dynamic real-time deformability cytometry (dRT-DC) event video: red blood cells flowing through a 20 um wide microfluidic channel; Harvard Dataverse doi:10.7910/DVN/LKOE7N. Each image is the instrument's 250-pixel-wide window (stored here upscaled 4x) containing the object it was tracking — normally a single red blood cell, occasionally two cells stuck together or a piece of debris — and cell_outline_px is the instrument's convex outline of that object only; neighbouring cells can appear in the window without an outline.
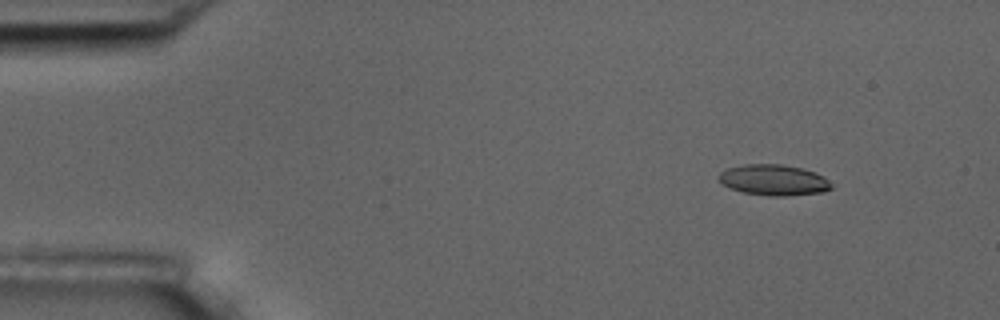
{"species": "common noctule bat (a hibernating species)", "species_latin": "Nyctalus noctula", "temperature_condition": "room temperature", "stored_images_in_passage": 5, "camera_frame_rate_fps": 3000, "um_per_image_px": 0.085, "animal": {"sex": "male", "body_mass_g": 17.5, "forearm_length_mm": 52.3}, "frame": {"image": 1, "passage_image": 2, "time_ms": 2.0, "image_size_px": [1000, 320], "cell_outline_px": [[832, 188], [824, 192], [784, 196], [768, 196], [744, 192], [732, 188], [716, 180], [716, 176], [720, 172], [728, 168], [744, 164], [780, 164], [800, 168], [816, 172], [824, 176], [832, 184]], "centroid_in_image_um": [65.76, 15.3], "position_along_channel_um": 19.2, "area_um2": 20.29}}
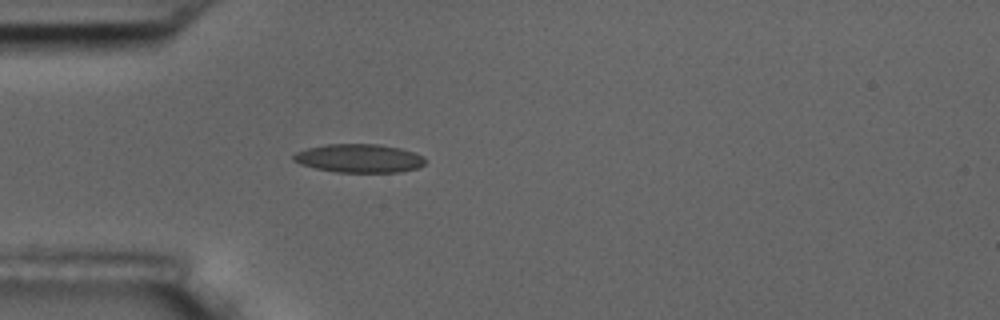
{"frame": {"image": 2, "passage_image": 5, "time_ms": 5.333, "image_size_px": [1000, 320], "cell_outline_px": [[424, 164], [416, 168], [400, 172], [336, 172], [316, 168], [300, 164], [292, 160], [292, 156], [296, 152], [308, 148], [328, 144], [380, 144], [400, 148], [416, 152], [424, 156]], "centroid_in_image_um": [30.53, 13.45], "position_along_channel_um": 54.5, "area_um2": 21.91}}